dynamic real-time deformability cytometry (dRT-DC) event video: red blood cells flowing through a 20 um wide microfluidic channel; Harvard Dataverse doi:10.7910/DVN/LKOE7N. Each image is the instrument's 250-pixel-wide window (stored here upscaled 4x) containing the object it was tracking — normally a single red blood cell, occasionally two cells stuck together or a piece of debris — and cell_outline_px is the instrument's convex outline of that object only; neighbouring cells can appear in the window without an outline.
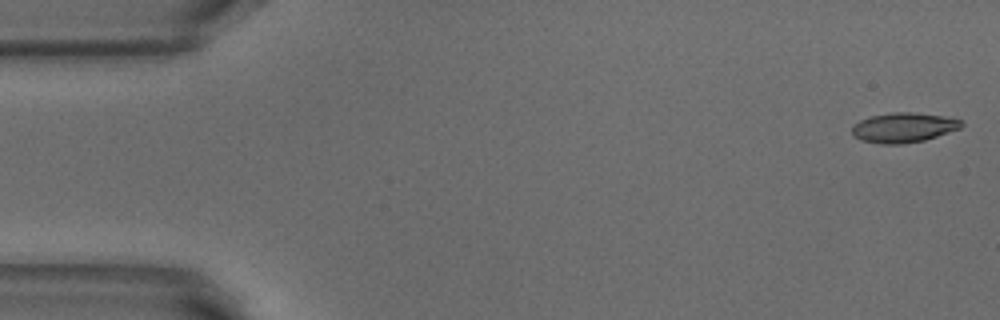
{"species": "common noctule bat (a hibernating species)", "species_latin": "Nyctalus noctula", "temperature_condition": "warm", "stored_images_in_passage": 51, "camera_frame_rate_fps": 3000, "um_per_image_px": 0.085, "animal": {"sex": "male", "body_mass_g": 18.8}, "frame": {"image": 1, "passage_image": 1, "time_ms": 0.0, "image_size_px": [1000, 320], "cell_outline_px": [[964, 124], [960, 128], [924, 140], [900, 144], [884, 144], [860, 140], [852, 132], [852, 124], [860, 120], [872, 116], [892, 112], [912, 112], [944, 116], [960, 120]], "centroid_in_image_um": [76.78, 10.83], "position_along_channel_um": 8.2, "area_um2": 18.79}}
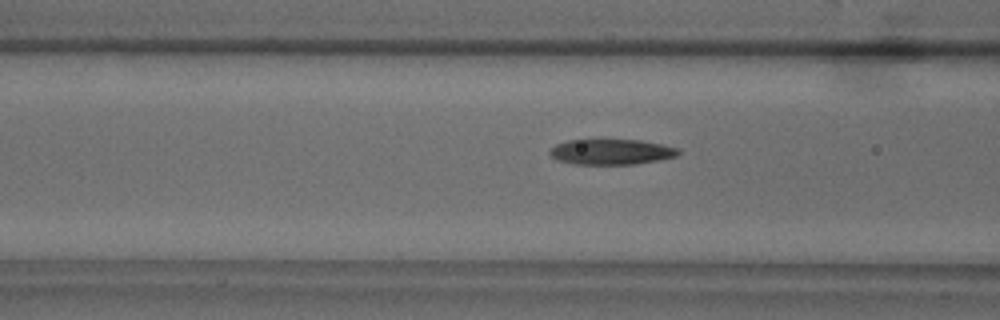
{"frame": {"image": 2, "passage_image": 19, "time_ms": 6.0, "image_size_px": [1000, 320], "cell_outline_px": [[680, 152], [676, 156], [660, 160], [636, 164], [572, 164], [556, 160], [548, 152], [556, 144], [568, 140], [600, 136], [604, 136], [640, 140], [680, 148]], "centroid_in_image_um": [51.92, 12.85], "position_along_channel_um": 114.7, "area_um2": 20.17}}
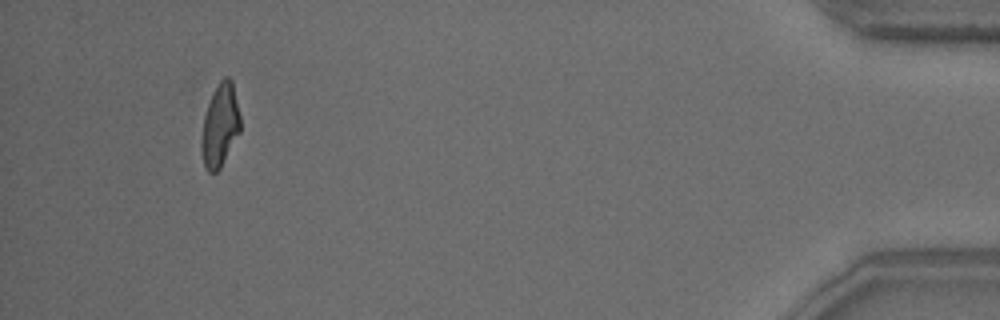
{"frame": {"image": 3, "passage_image": 48, "time_ms": 15.667, "image_size_px": [1000, 320], "cell_outline_px": [[240, 132], [220, 168], [216, 172], [208, 172], [204, 168], [200, 148], [200, 140], [204, 116], [212, 92], [220, 80], [224, 76], [228, 76], [232, 80], [240, 116]], "centroid_in_image_um": [18.68, 10.67], "position_along_channel_um": 416.5, "area_um2": 18.96}, "authors_computed_cell_mechanics": {"area_um2": 19.363, "velocity_mm_per_s": 3.8696, "shape_relaxation_time_tau1_ms": 5.728, "shape_relaxation_time_tau2_ms": 3.0197, "deformation_change_tau1": 0.2066, "deformation_change_tau2": 0.0923}}